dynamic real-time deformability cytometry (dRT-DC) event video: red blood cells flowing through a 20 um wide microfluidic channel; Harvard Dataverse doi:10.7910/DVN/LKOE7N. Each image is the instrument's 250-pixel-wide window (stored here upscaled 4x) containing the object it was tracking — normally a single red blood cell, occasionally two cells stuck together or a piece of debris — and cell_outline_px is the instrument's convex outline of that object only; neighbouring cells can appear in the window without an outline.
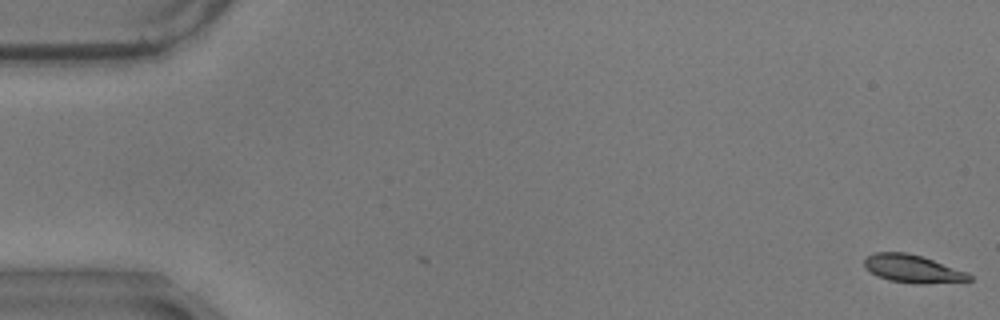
{"species": "common noctule bat (a hibernating species)", "species_latin": "Nyctalus noctula", "temperature_condition": "warm", "stored_images_in_passage": 2, "camera_frame_rate_fps": 3000, "um_per_image_px": 0.085, "animal": {"sex": "male", "body_mass_g": 17.9}, "frame": {"image": 1, "passage_image": 2, "time_ms": 0.333, "image_size_px": [1000, 320], "cell_outline_px": [[972, 280], [888, 280], [876, 276], [864, 268], [864, 260], [868, 256], [876, 252], [908, 252], [968, 272], [972, 276]], "centroid_in_image_um": [77.45, 22.76], "position_along_channel_um": 7.6, "area_um2": 15.72}}